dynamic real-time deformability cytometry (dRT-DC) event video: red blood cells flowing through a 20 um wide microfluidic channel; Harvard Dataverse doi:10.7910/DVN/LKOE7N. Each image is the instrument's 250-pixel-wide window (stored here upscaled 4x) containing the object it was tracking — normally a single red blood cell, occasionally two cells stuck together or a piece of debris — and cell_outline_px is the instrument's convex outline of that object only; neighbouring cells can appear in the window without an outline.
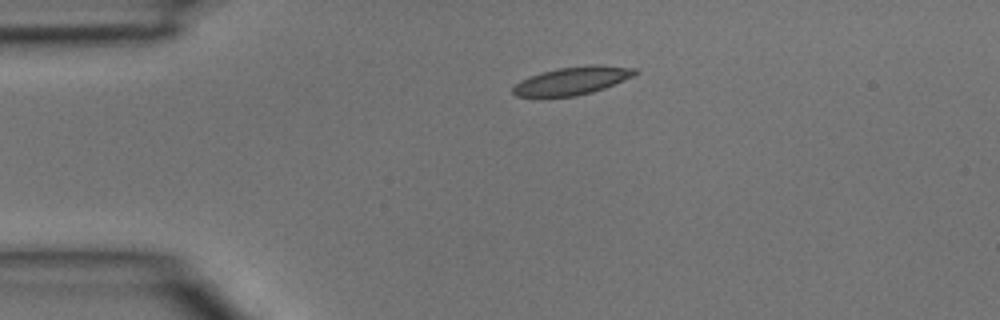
{"species": "common noctule bat (a hibernating species)", "species_latin": "Nyctalus noctula", "temperature_condition": "room temperature", "stored_images_in_passage": 3, "camera_frame_rate_fps": 3000, "um_per_image_px": 0.085, "animal": {"sex": "male", "body_mass_g": 15.6}, "frame": {"image": 1, "passage_image": 1, "time_ms": 0.0, "image_size_px": [1000, 320], "cell_outline_px": [[640, 72], [624, 80], [604, 88], [592, 92], [576, 96], [516, 96], [512, 92], [512, 88], [520, 80], [544, 72], [560, 68], [588, 64], [596, 64], [636, 68]], "centroid_in_image_um": [48.69, 6.85], "position_along_channel_um": 36.3, "area_um2": 19.65}}
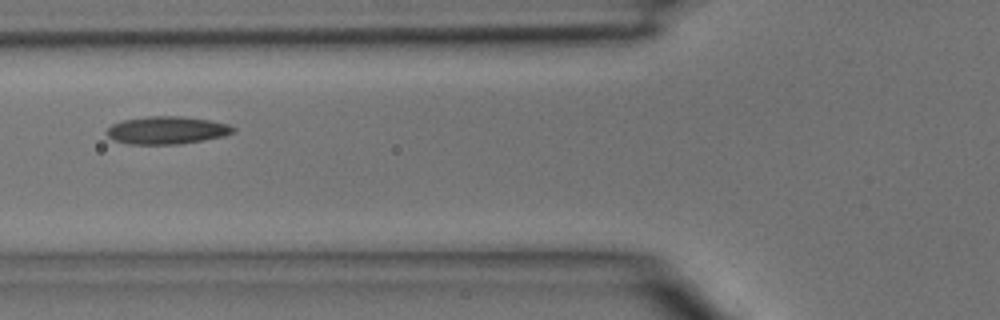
{"frame": {"image": 2, "passage_image": 3, "time_ms": 0.667, "image_size_px": [1000, 320], "cell_outline_px": [[236, 132], [224, 136], [204, 140], [180, 144], [128, 144], [112, 140], [104, 132], [112, 124], [124, 120], [148, 116], [180, 116], [208, 120], [228, 124], [236, 128]], "centroid_in_image_um": [14.18, 11.08], "position_along_channel_um": 111.6, "area_um2": 20.52}}